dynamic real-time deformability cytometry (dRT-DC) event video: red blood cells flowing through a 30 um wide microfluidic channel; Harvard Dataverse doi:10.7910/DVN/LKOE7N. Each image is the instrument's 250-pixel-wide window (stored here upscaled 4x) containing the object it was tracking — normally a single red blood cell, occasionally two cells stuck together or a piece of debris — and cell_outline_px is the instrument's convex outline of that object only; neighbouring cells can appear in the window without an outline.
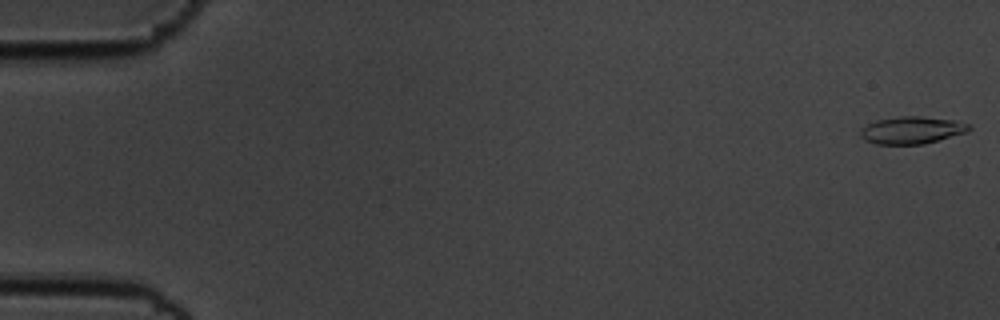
{"species": "common noctule bat (a hibernating species)", "species_latin": "Nyctalus noctula", "temperature_condition": "cold", "stored_images_in_passage": 57, "camera_frame_rate_fps": 3000, "um_per_image_px": 0.085, "animal": {"sex": "male", "body_mass_g": 19.5, "forearm_length_mm": 54.6}, "frame": {"image": 1, "passage_image": 1, "time_ms": 0.0, "image_size_px": [1000, 320], "cell_outline_px": [[972, 128], [968, 132], [924, 144], [876, 144], [864, 140], [860, 136], [860, 128], [876, 120], [900, 116], [920, 116], [956, 120], [968, 124]], "centroid_in_image_um": [77.5, 11.06], "position_along_channel_um": 7.5, "area_um2": 17.4}}
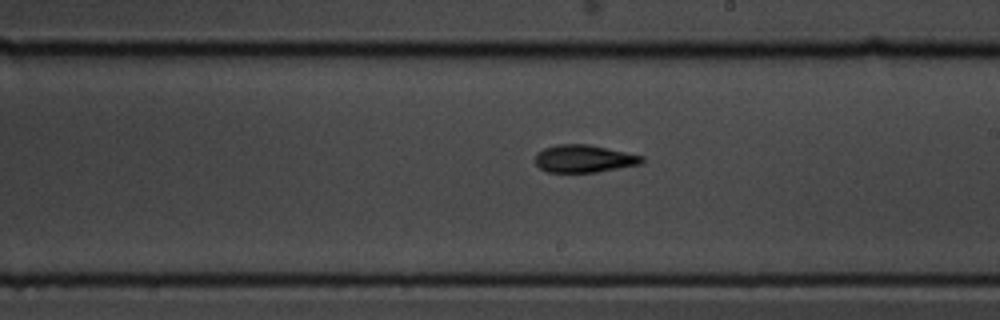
{"frame": {"image": 2, "passage_image": 33, "time_ms": 10.667, "image_size_px": [1000, 320], "cell_outline_px": [[644, 160], [640, 164], [596, 172], [548, 172], [540, 168], [536, 164], [536, 152], [544, 148], [556, 144], [588, 144], [644, 156]], "centroid_in_image_um": [49.62, 13.48], "position_along_channel_um": 239.4, "area_um2": 17.05}}
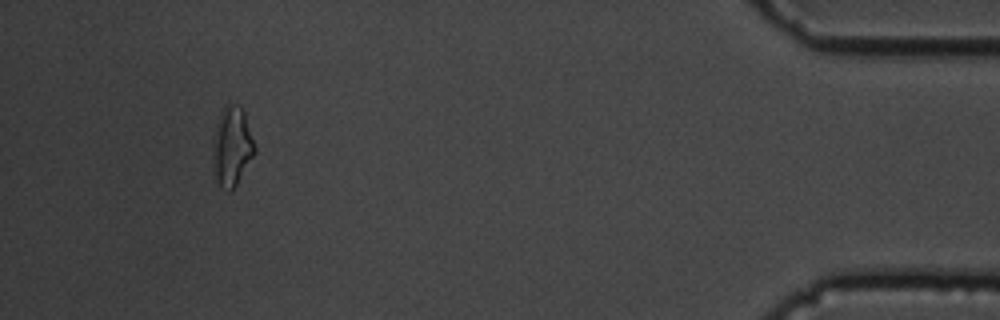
{"frame": {"image": 3, "passage_image": 53, "time_ms": 17.333, "image_size_px": [1000, 320], "cell_outline_px": [[256, 152], [236, 184], [228, 192], [220, 188], [216, 180], [212, 148], [212, 140], [220, 112], [224, 104], [232, 104], [240, 108], [244, 112], [256, 148]], "centroid_in_image_um": [19.7, 12.45], "position_along_channel_um": 415.5, "area_um2": 19.19}, "authors_computed_cell_mechanics": {"area_um2": 17.1088, "velocity_mm_per_s": 3.5696, "shape_relaxation_time_tau1_ms": 3.7599, "shape_relaxation_time_tau2_ms": 4.0544, "deformation_change_tau1": 0.1638, "deformation_change_tau2": 0.1351}}